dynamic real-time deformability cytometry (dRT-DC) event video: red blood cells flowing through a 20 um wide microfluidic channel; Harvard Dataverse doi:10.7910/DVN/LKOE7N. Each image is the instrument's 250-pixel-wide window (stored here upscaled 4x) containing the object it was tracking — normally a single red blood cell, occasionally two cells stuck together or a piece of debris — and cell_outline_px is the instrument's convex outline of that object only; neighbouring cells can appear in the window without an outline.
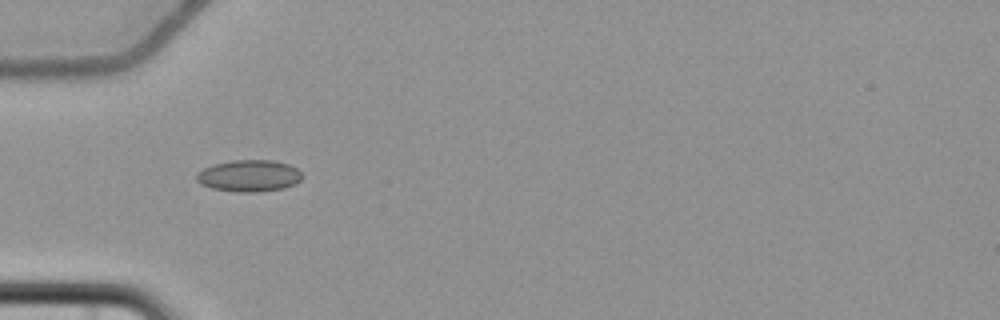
{"species": "common noctule bat (a hibernating species)", "species_latin": "Nyctalus noctula", "temperature_condition": "cold", "stored_images_in_passage": 6, "camera_frame_rate_fps": 3000, "um_per_image_px": 0.085, "animal": {"sex": "female", "body_mass_g": 22.7, "forearm_length_mm": 54.2}, "frame": {"image": 1, "passage_image": 6, "time_ms": 6.0, "image_size_px": [1000, 320], "cell_outline_px": [[304, 176], [296, 184], [284, 188], [256, 192], [240, 192], [212, 188], [200, 184], [196, 180], [196, 172], [212, 164], [232, 160], [272, 160], [288, 164], [296, 168]], "centroid_in_image_um": [21.16, 14.94], "position_along_channel_um": 63.8, "area_um2": 19.65}}